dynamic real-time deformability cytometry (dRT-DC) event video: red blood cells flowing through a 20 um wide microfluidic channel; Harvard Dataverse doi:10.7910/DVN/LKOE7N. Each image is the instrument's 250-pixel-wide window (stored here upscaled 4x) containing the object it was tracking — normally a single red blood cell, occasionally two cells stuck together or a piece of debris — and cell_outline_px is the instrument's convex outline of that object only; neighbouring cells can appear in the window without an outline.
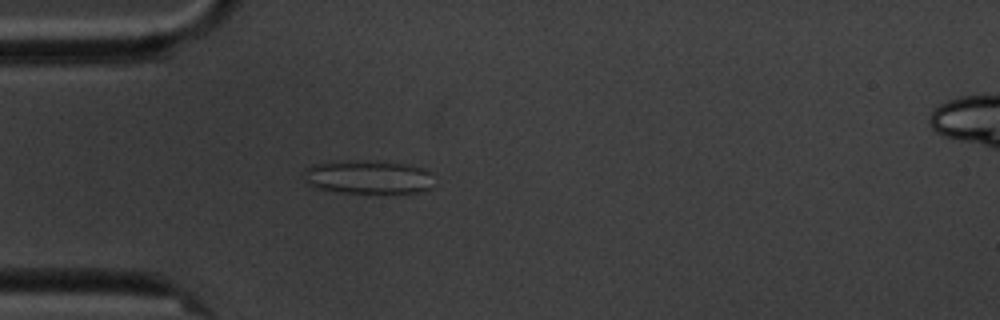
{"species": "common noctule bat (a hibernating species)", "species_latin": "Nyctalus noctula", "temperature_condition": "cold", "stored_images_in_passage": 1, "camera_frame_rate_fps": 3000, "um_per_image_px": 0.085, "animal": {"sex": "male", "body_mass_g": 20.1, "forearm_length_mm": 53.5}, "frame": {"image": 1, "passage_image": 1, "time_ms": 0.0, "image_size_px": [1000, 320], "cell_outline_px": [[432, 188], [424, 192], [340, 192], [316, 188], [308, 184], [304, 180], [304, 168], [312, 164], [344, 160], [356, 160], [404, 164], [424, 168], [432, 172]], "centroid_in_image_um": [31.27, 15.04], "position_along_channel_um": 53.7, "area_um2": 25.55}}